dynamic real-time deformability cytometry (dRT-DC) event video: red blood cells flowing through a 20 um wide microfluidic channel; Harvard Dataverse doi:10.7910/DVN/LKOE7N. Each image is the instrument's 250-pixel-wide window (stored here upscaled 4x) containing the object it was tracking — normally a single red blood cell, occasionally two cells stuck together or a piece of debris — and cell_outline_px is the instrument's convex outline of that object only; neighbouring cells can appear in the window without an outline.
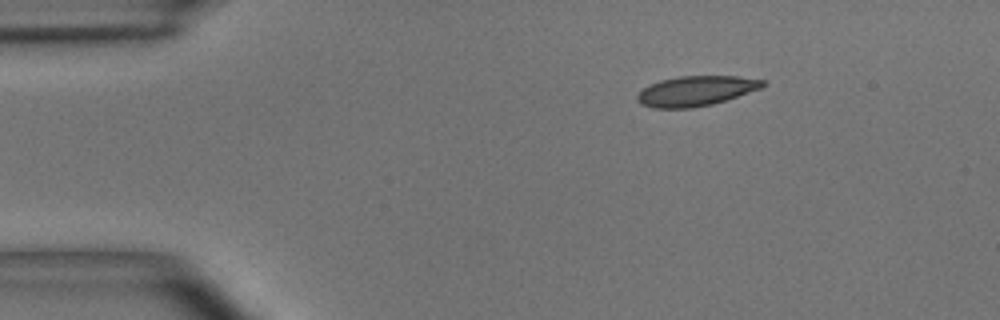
{"species": "common noctule bat (a hibernating species)", "species_latin": "Nyctalus noctula", "temperature_condition": "room temperature", "stored_images_in_passage": 43, "camera_frame_rate_fps": 3000, "um_per_image_px": 0.085, "animal": {"sex": "male", "body_mass_g": 15.6}, "frame": {"image": 1, "passage_image": 1, "time_ms": 0.0, "image_size_px": [1000, 320], "cell_outline_px": [[768, 84], [760, 88], [712, 104], [692, 108], [652, 108], [640, 104], [636, 100], [636, 96], [644, 88], [660, 80], [680, 76], [736, 76], [764, 80]], "centroid_in_image_um": [59.12, 7.73], "position_along_channel_um": 25.9, "area_um2": 21.73}}
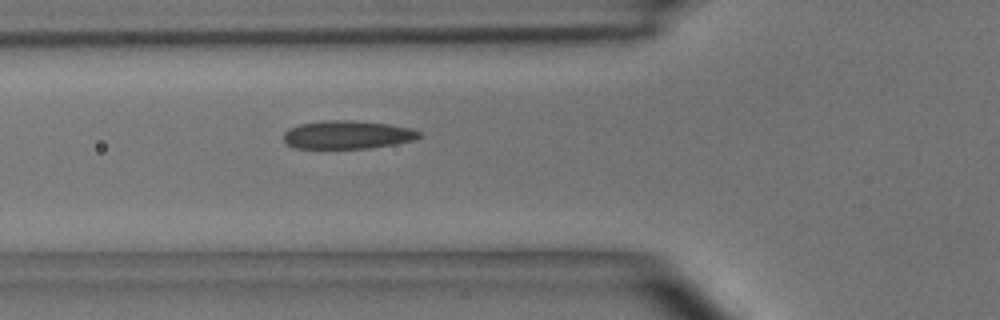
{"frame": {"image": 2, "passage_image": 11, "time_ms": 3.333, "image_size_px": [1000, 320], "cell_outline_px": [[424, 136], [412, 140], [372, 148], [292, 148], [284, 144], [284, 132], [288, 128], [300, 124], [324, 120], [348, 120], [388, 124], [412, 128], [420, 132]], "centroid_in_image_um": [29.49, 11.45], "position_along_channel_um": 96.3, "area_um2": 22.43}}
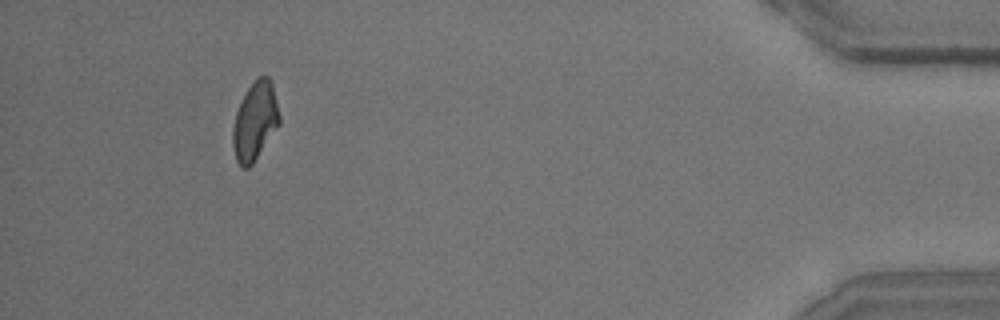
{"frame": {"image": 3, "passage_image": 40, "time_ms": 13.0, "image_size_px": [1000, 320], "cell_outline_px": [[280, 124], [252, 164], [248, 168], [240, 168], [236, 160], [232, 144], [232, 128], [236, 112], [248, 88], [256, 76], [268, 76], [272, 80], [280, 116]], "centroid_in_image_um": [21.68, 10.29], "position_along_channel_um": 413.5, "area_um2": 21.39}, "authors_computed_cell_mechanics": {"area_um2": 22.0218, "velocity_mm_per_s": 3.9338, "shape_relaxation_time_tau1_ms": 5.1118, "shape_relaxation_time_tau2_ms": 1.555, "deformation_change_tau1": 0.1368, "deformation_change_tau2": 0.0664}}